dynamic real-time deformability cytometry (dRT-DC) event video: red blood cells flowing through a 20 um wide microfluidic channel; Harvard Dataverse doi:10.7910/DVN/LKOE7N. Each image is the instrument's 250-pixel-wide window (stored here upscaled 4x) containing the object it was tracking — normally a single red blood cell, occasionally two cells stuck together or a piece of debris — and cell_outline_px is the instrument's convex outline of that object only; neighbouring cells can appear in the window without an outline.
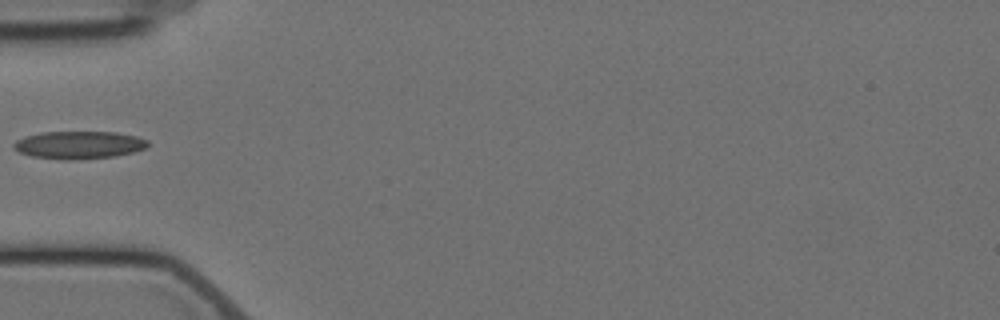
{"species": "Egyptian fruit bat (a non-hibernating species)", "species_latin": "Rousettus aegyptiacus", "temperature_condition": "cold", "stored_images_in_passage": 2, "camera_frame_rate_fps": 3000, "um_per_image_px": 0.085, "animal": {"sex": "female"}, "frame": {"image": 1, "passage_image": 1, "time_ms": 0.0, "image_size_px": [1000, 320], "cell_outline_px": [[148, 144], [144, 148], [132, 152], [112, 156], [68, 160], [64, 160], [32, 156], [20, 152], [12, 148], [12, 144], [16, 140], [24, 136], [40, 132], [116, 132], [136, 136], [148, 140]], "centroid_in_image_um": [6.65, 12.31], "position_along_channel_um": 78.4, "area_um2": 21.5}}
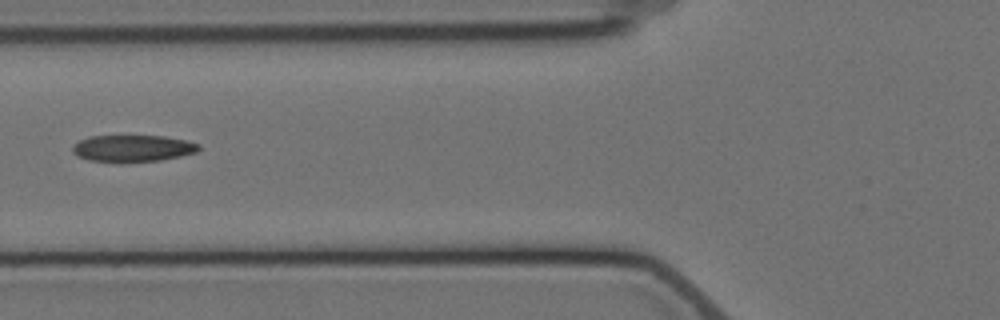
{"frame": {"image": 2, "passage_image": 2, "time_ms": 1.0, "image_size_px": [1000, 320], "cell_outline_px": [[200, 148], [196, 152], [180, 156], [160, 160], [88, 160], [76, 156], [72, 152], [72, 144], [88, 136], [164, 136], [188, 140], [200, 144]], "centroid_in_image_um": [11.28, 12.57], "position_along_channel_um": 114.5, "area_um2": 19.25}}